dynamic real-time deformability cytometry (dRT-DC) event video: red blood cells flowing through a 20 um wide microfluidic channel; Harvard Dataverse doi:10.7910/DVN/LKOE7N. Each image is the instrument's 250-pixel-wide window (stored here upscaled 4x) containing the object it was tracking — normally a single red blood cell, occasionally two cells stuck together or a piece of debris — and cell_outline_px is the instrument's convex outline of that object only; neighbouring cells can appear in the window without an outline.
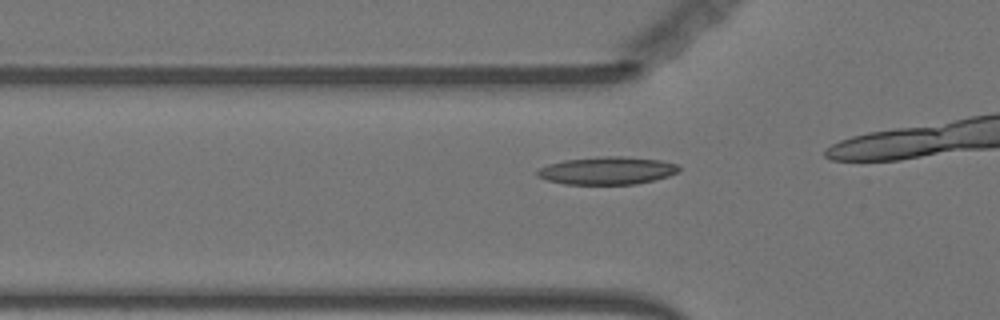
{"species": "Egyptian fruit bat (a non-hibernating species)", "species_latin": "Rousettus aegyptiacus", "temperature_condition": "warm", "stored_images_in_passage": 19, "camera_frame_rate_fps": 3000, "um_per_image_px": 0.085, "animal": {"sex": "female"}, "frame": {"image": 1, "passage_image": 14, "time_ms": 4.333, "image_size_px": [1000, 320], "cell_outline_px": [[680, 168], [676, 172], [668, 176], [636, 184], [564, 184], [548, 180], [536, 176], [536, 172], [540, 168], [548, 164], [564, 160], [600, 156], [620, 156], [660, 160], [676, 164]], "centroid_in_image_um": [51.57, 14.5], "position_along_channel_um": 74.2, "area_um2": 22.72}}